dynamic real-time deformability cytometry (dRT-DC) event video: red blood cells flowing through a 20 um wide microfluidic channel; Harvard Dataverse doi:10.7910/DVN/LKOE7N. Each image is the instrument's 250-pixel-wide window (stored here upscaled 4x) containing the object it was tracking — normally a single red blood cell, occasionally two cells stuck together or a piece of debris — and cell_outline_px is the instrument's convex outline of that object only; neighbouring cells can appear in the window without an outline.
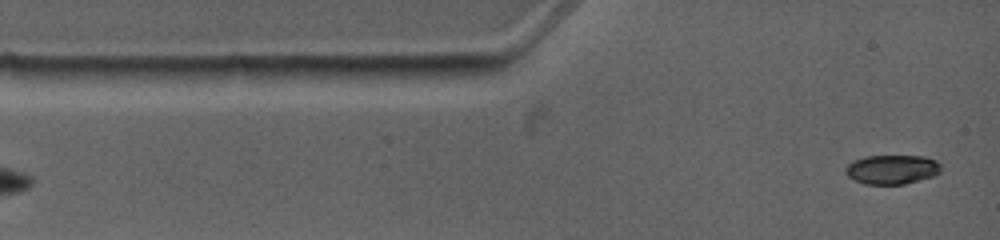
{"species": "common noctule bat (a hibernating species)", "species_latin": "Nyctalus noctula", "temperature_condition": "warm", "stored_images_in_passage": 4, "segment_of_instrument_passage": [2, 2], "camera_frame_rate_fps": 4500, "um_per_image_px": 0.085, "animal": {"sex": "female", "body_mass_g": 19.0, "forearm_length_mm": 53.3}, "frame": {"image": 1, "passage_image": 4, "time_ms": 2.889, "image_size_px": [1000, 240], "cell_outline_px": [[940, 172], [932, 176], [904, 184], [864, 184], [848, 176], [844, 172], [844, 168], [852, 160], [864, 156], [924, 156], [936, 160], [940, 164]], "centroid_in_image_um": [75.78, 14.39], "position_along_channel_um": 9.2, "area_um2": 16.3}}